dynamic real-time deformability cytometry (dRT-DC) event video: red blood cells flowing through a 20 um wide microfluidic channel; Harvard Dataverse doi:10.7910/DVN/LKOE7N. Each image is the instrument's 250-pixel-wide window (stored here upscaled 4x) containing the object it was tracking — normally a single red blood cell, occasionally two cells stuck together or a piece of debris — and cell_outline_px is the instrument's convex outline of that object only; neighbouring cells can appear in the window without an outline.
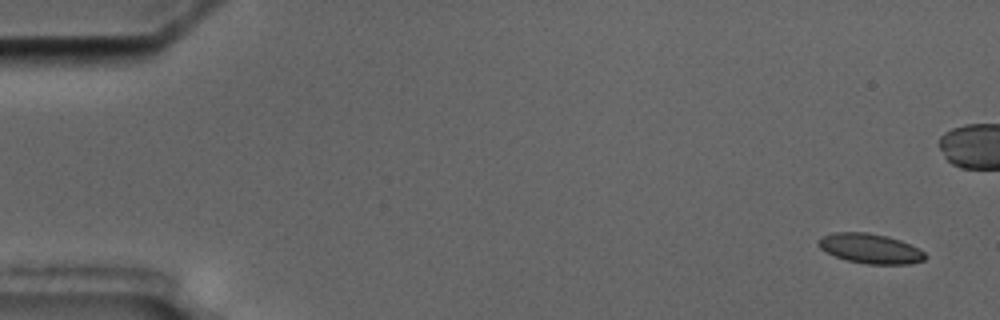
{"species": "common noctule bat (a hibernating species)", "species_latin": "Nyctalus noctula", "temperature_condition": "cold", "stored_images_in_passage": 12, "camera_frame_rate_fps": 3000, "um_per_image_px": 0.085, "animal": {"sex": "male", "body_mass_g": 17.5, "forearm_length_mm": 52.3}, "frame": {"image": 1, "passage_image": 1, "time_ms": 0.0, "image_size_px": [1000, 320], "cell_outline_px": [[928, 256], [924, 260], [912, 264], [868, 264], [848, 260], [836, 256], [820, 248], [816, 244], [816, 240], [820, 236], [832, 232], [868, 232], [888, 236], [900, 240], [924, 252]], "centroid_in_image_um": [73.94, 21.11], "position_along_channel_um": 11.1, "area_um2": 18.61}}
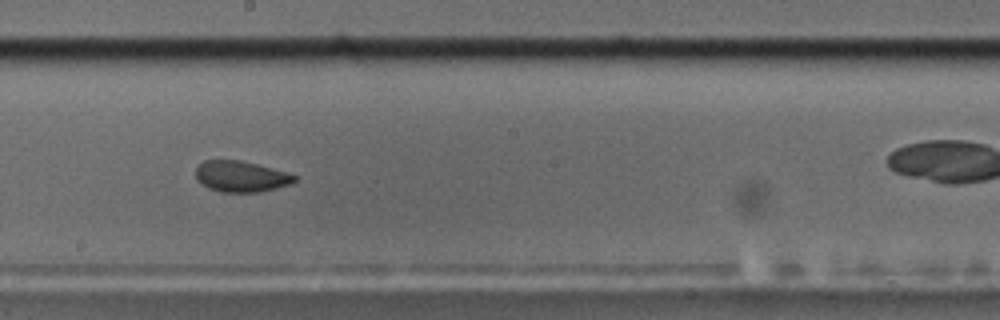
{"frame": {"image": 2, "passage_image": 9, "time_ms": 10.0, "image_size_px": [1000, 320], "cell_outline_px": [[296, 180], [288, 184], [276, 188], [260, 192], [220, 192], [208, 188], [196, 180], [196, 168], [204, 160], [240, 160], [256, 164], [284, 172], [296, 176]], "centroid_in_image_um": [20.42, 15.0], "position_along_channel_um": 227.8, "area_um2": 17.63}}